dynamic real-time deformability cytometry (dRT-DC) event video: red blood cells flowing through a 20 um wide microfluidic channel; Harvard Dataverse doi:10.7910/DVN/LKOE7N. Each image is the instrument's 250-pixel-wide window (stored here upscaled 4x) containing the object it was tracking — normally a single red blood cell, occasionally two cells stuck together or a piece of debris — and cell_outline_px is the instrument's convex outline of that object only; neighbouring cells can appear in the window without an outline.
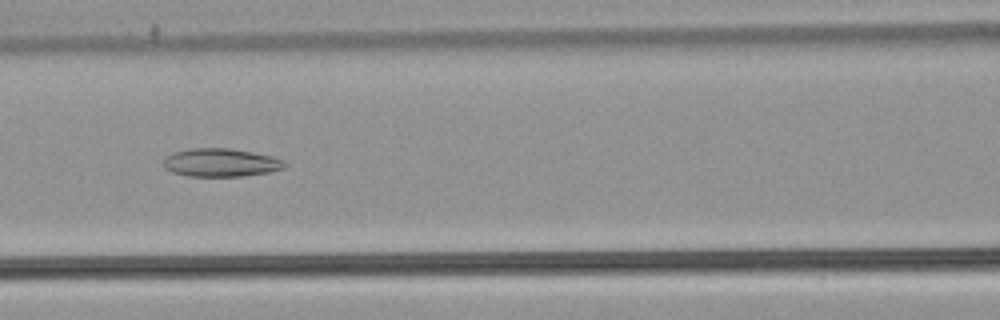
{"species": "common noctule bat (a hibernating species)", "species_latin": "Nyctalus noctula", "temperature_condition": "warm", "stored_images_in_passage": 45, "camera_frame_rate_fps": 3000, "um_per_image_px": 0.085, "animal": {"sex": "male", "body_mass_g": 21.5, "forearm_length_mm": 52.0}, "frame": {"image": 1, "passage_image": 16, "time_ms": 5.0, "image_size_px": [1000, 320], "cell_outline_px": [[288, 164], [284, 168], [268, 172], [240, 176], [188, 176], [172, 172], [164, 168], [164, 160], [172, 152], [188, 148], [228, 148], [252, 152], [272, 156], [284, 160]], "centroid_in_image_um": [18.77, 13.81], "position_along_channel_um": 147.8, "area_um2": 19.94}}
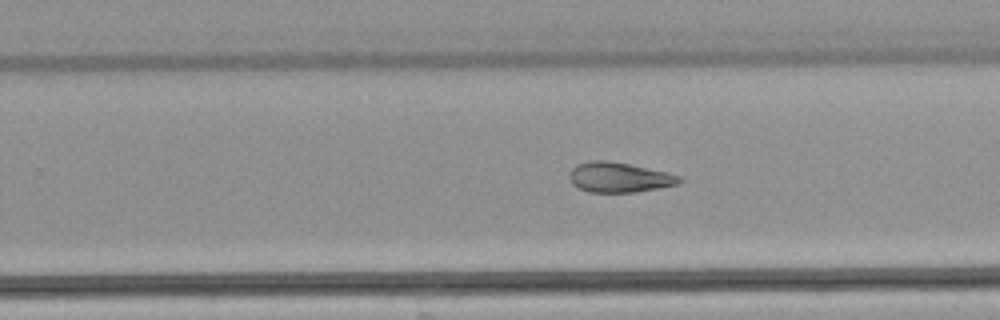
{"frame": {"image": 2, "passage_image": 26, "time_ms": 8.333, "image_size_px": [1000, 320], "cell_outline_px": [[684, 180], [676, 184], [636, 192], [592, 192], [580, 188], [572, 184], [568, 176], [572, 168], [576, 164], [592, 160], [604, 160], [628, 164], [668, 172], [680, 176]], "centroid_in_image_um": [52.61, 15.06], "position_along_channel_um": 277.2, "area_um2": 19.07}}
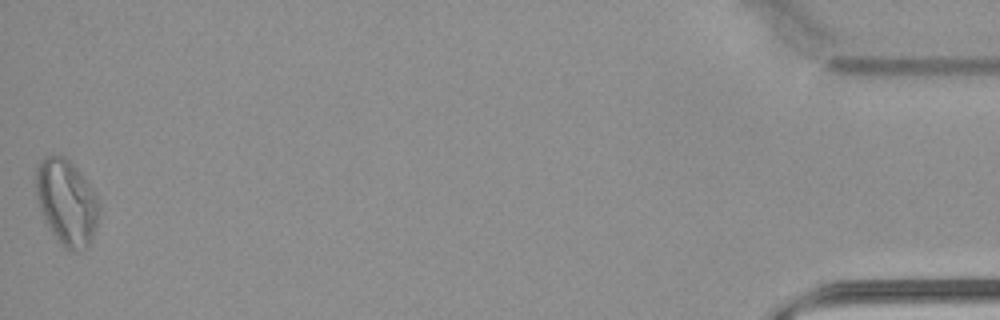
{"frame": {"image": 3, "passage_image": 45, "time_ms": 14.667, "image_size_px": [1000, 320], "cell_outline_px": [[100, 208], [96, 224], [92, 236], [88, 244], [84, 248], [76, 252], [60, 244], [44, 220], [36, 196], [36, 164], [44, 156], [64, 156], [76, 168], [88, 184], [96, 196], [100, 204]], "centroid_in_image_um": [5.63, 17.17], "position_along_channel_um": 429.6, "area_um2": 31.04}, "authors_computed_cell_mechanics": {"area_um2": 22.1952, "velocity_mm_per_s": 3.8959, "shape_relaxation_time_tau1_ms": null, "shape_relaxation_time_tau2_ms": 5.7672, "deformation_change_tau1": null, "deformation_change_tau2": 0.1374}}